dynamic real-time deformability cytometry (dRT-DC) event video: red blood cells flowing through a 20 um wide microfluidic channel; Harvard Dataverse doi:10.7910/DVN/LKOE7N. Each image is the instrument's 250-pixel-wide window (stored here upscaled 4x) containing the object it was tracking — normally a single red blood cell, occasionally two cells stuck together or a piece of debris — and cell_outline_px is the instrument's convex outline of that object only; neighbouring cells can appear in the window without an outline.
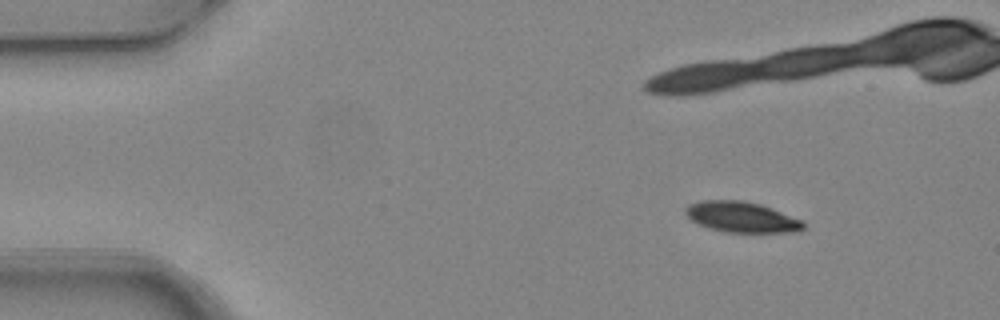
{"species": "common noctule bat (a hibernating species)", "species_latin": "Nyctalus noctula", "temperature_condition": "warm", "stored_images_in_passage": 9, "camera_frame_rate_fps": 3000, "um_per_image_px": 0.085, "animal": {"sex": "female", "body_mass_g": 24.6, "forearm_length_mm": 56.2}, "frame": {"image": 1, "passage_image": 1, "time_ms": 0.0, "image_size_px": [1000, 320], "cell_outline_px": [[804, 228], [788, 232], [724, 232], [708, 228], [692, 220], [684, 212], [684, 208], [688, 204], [700, 200], [744, 200], [760, 204], [772, 208], [804, 220]], "centroid_in_image_um": [63.01, 18.43], "position_along_channel_um": 22.0, "area_um2": 21.1}}
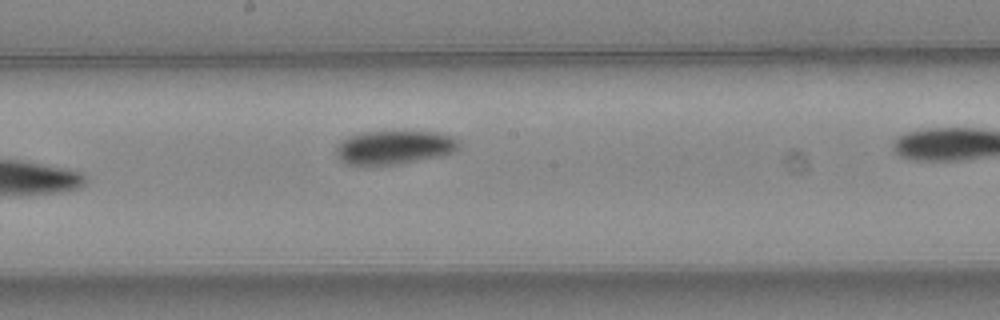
{"frame": {"image": 2, "passage_image": 7, "time_ms": 2.0, "image_size_px": [1000, 320], "cell_outline_px": [[460, 148], [452, 152], [440, 156], [400, 164], [344, 164], [336, 156], [336, 148], [344, 140], [360, 132], [436, 132], [452, 136], [460, 140]], "centroid_in_image_um": [33.56, 12.53], "position_along_channel_um": 214.6, "area_um2": 23.87}}